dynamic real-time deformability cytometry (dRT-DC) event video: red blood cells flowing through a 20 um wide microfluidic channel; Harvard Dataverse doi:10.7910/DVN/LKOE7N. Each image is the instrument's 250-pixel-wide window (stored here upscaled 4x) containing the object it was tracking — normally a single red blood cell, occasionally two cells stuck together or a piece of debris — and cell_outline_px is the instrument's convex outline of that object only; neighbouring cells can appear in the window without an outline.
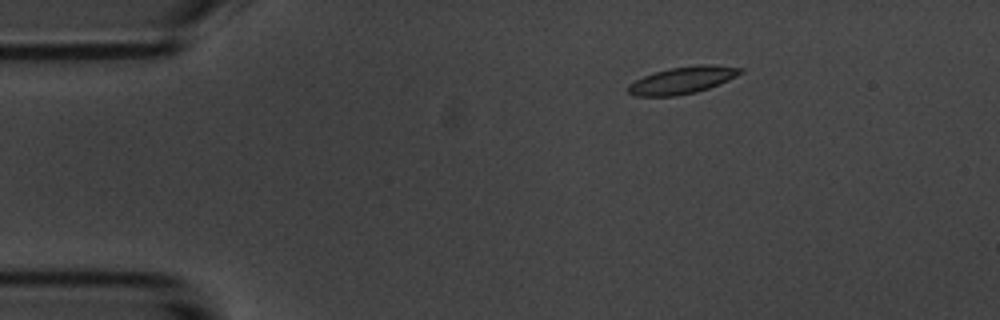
{"species": "common noctule bat (a hibernating species)", "species_latin": "Nyctalus noctula", "temperature_condition": "room temperature", "stored_images_in_passage": 3, "camera_frame_rate_fps": 3000, "um_per_image_px": 0.085, "animal": {"sex": "male", "body_mass_g": 20.1, "forearm_length_mm": 53.5}, "frame": {"image": 1, "passage_image": 1, "time_ms": 0.0, "image_size_px": [1000, 320], "cell_outline_px": [[744, 72], [728, 80], [708, 88], [696, 92], [676, 96], [636, 96], [628, 92], [628, 84], [644, 76], [668, 68], [700, 64], [712, 64], [744, 68]], "centroid_in_image_um": [58.03, 6.81], "position_along_channel_um": 27.0, "area_um2": 17.69}}